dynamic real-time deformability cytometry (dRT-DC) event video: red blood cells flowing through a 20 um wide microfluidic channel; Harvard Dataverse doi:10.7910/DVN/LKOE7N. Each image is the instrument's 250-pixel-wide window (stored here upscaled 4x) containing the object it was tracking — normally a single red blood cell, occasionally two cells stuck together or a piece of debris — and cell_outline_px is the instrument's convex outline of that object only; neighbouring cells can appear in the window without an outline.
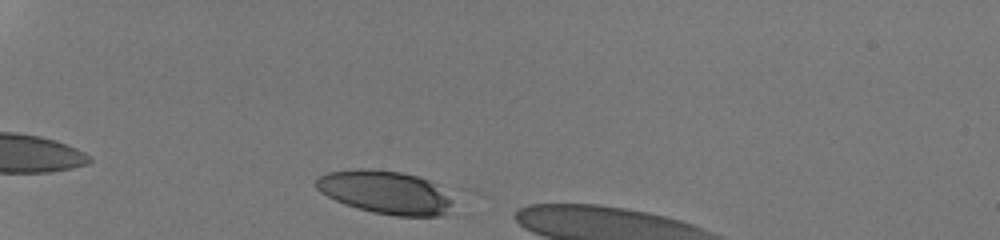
{"species": "human", "species_latin": "Homo sapiens", "temperature_condition": "room temperature", "stored_images_in_passage": 9, "camera_frame_rate_fps": 3000, "um_per_image_px": 0.085, "donor": {"sex": "male"}, "frame": {"image": 1, "passage_image": 2, "time_ms": 0.333, "image_size_px": [1000, 240], "cell_outline_px": [[452, 204], [444, 216], [396, 216], [372, 212], [344, 204], [320, 192], [316, 188], [316, 180], [320, 176], [328, 172], [360, 168], [368, 168], [400, 172], [416, 176], [428, 180], [452, 200]], "centroid_in_image_um": [32.71, 16.35], "position_along_channel_um": 52.3, "area_um2": 34.04}}
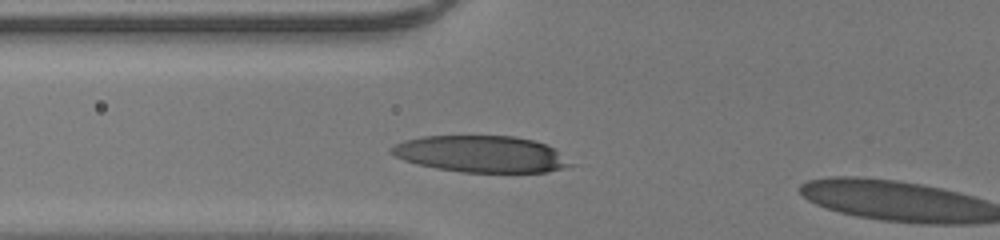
{"frame": {"image": 2, "passage_image": 8, "time_ms": 2.333, "image_size_px": [1000, 240], "cell_outline_px": [[576, 164], [564, 168], [544, 172], [460, 172], [436, 168], [404, 160], [388, 152], [396, 144], [404, 140], [424, 136], [516, 136], [532, 140], [556, 148]], "centroid_in_image_um": [40.95, 13.09], "position_along_channel_um": 84.8, "area_um2": 38.21}}